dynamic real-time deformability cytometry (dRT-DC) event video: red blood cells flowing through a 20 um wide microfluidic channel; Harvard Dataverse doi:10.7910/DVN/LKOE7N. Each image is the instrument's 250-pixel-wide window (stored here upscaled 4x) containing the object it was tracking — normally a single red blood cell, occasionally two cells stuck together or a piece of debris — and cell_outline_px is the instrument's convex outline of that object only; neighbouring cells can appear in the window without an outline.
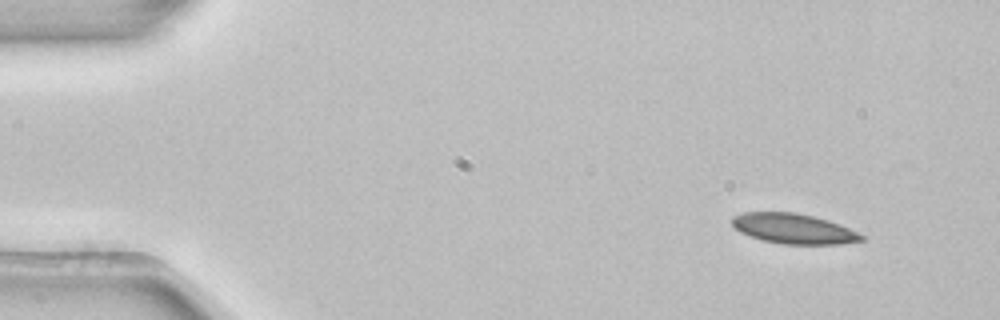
{"species": "common noctule bat (a hibernating species)", "species_latin": "Nyctalus noctula", "temperature_condition": "room temperature", "stored_images_in_passage": 3, "camera_frame_rate_fps": 3000, "um_per_image_px": 0.085, "animal": {"sex": "female", "body_mass_g": 22.7, "forearm_length_mm": 54.2}, "frame": {"image": 1, "passage_image": 1, "time_ms": 0.0, "image_size_px": [1000, 320], "cell_outline_px": [[868, 236], [864, 240], [840, 244], [784, 244], [764, 240], [740, 232], [732, 224], [732, 216], [744, 212], [796, 212], [828, 220], [840, 224]], "centroid_in_image_um": [67.51, 19.43], "position_along_channel_um": 17.5, "area_um2": 22.72}}